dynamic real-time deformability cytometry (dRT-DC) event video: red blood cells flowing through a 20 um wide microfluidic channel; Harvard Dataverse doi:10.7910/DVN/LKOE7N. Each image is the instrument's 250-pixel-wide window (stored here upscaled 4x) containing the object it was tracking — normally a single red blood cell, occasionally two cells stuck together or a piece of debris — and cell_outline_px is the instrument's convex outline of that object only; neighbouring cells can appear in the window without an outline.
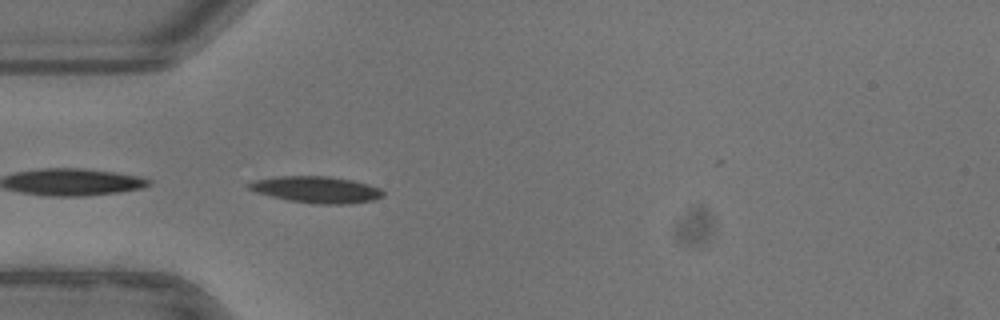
{"species": "common noctule bat (a hibernating species)", "species_latin": "Nyctalus noctula", "temperature_condition": "warm", "stored_images_in_passage": 38, "camera_frame_rate_fps": 3000, "um_per_image_px": 0.085, "animal": {"sex": "female"}, "frame": {"image": 1, "passage_image": 1, "time_ms": 0.0, "image_size_px": [1000, 320], "cell_outline_px": [[384, 196], [372, 200], [344, 204], [312, 204], [288, 200], [256, 192], [248, 188], [244, 184], [252, 180], [276, 176], [328, 176], [352, 180], [368, 184], [380, 188], [384, 192]], "centroid_in_image_um": [26.85, 16.11], "position_along_channel_um": 58.1, "area_um2": 20.87}, "authors_computed_cell_mechanics": {"area_um2": 19.2185, "velocity_mm_per_s": 3.9339, "shape_relaxation_time_tau1_ms": null, "shape_relaxation_time_tau2_ms": 7.3423, "deformation_change_tau1": null, "deformation_change_tau2": 0.1154}}